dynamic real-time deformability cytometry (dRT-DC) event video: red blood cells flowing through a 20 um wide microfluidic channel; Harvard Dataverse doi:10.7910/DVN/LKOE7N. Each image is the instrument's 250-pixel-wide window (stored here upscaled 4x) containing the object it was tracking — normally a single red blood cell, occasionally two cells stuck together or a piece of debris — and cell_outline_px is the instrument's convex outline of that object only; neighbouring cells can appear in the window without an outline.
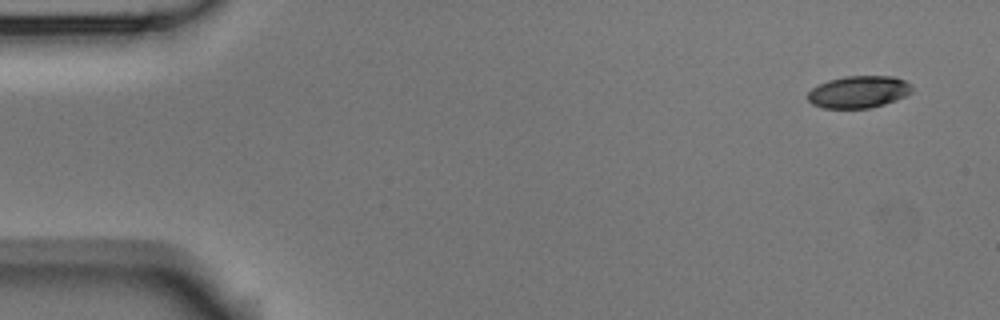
{"species": "Egyptian fruit bat (a non-hibernating species)", "species_latin": "Rousettus aegyptiacus", "temperature_condition": "room temperature", "stored_images_in_passage": 5, "camera_frame_rate_fps": 3000, "um_per_image_px": 0.085, "animal": {"sex": "male"}, "frame": {"image": 1, "passage_image": 1, "time_ms": 0.0, "image_size_px": [1000, 320], "cell_outline_px": [[912, 92], [896, 100], [872, 108], [824, 108], [812, 104], [808, 100], [808, 92], [812, 88], [828, 80], [844, 76], [892, 76], [904, 80], [912, 84]], "centroid_in_image_um": [72.99, 7.81], "position_along_channel_um": 12.0, "area_um2": 19.54}}